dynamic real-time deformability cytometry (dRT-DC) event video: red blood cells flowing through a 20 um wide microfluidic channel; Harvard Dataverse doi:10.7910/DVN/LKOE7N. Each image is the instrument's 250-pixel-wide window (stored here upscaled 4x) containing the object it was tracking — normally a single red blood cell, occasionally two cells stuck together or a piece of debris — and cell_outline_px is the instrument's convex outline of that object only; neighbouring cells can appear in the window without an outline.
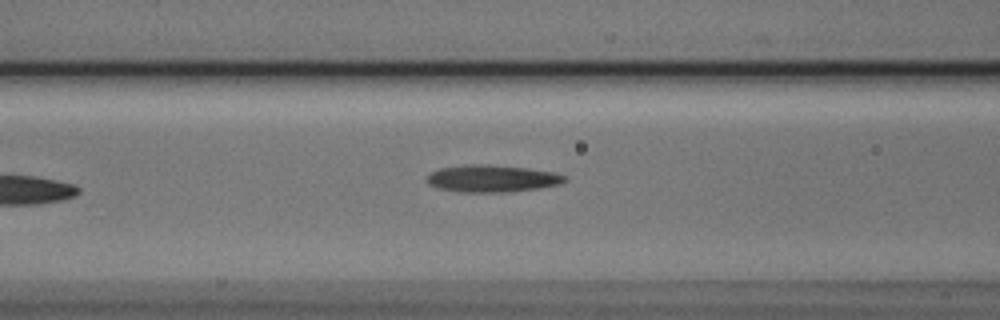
{"species": "Egyptian fruit bat (a non-hibernating species)", "species_latin": "Rousettus aegyptiacus", "temperature_condition": "cold", "stored_images_in_passage": 5, "segment_of_instrument_passage": [1, 2], "camera_frame_rate_fps": 3000, "um_per_image_px": 0.085, "animal": {"sex": "male"}, "frame": {"image": 1, "passage_image": 4, "time_ms": 1.0, "image_size_px": [1000, 320], "cell_outline_px": [[568, 180], [560, 184], [536, 188], [508, 192], [464, 192], [440, 188], [428, 184], [428, 176], [432, 172], [440, 168], [472, 164], [480, 164], [524, 168], [552, 172], [568, 176]], "centroid_in_image_um": [41.86, 15.18], "position_along_channel_um": 124.7, "area_um2": 21.33}}